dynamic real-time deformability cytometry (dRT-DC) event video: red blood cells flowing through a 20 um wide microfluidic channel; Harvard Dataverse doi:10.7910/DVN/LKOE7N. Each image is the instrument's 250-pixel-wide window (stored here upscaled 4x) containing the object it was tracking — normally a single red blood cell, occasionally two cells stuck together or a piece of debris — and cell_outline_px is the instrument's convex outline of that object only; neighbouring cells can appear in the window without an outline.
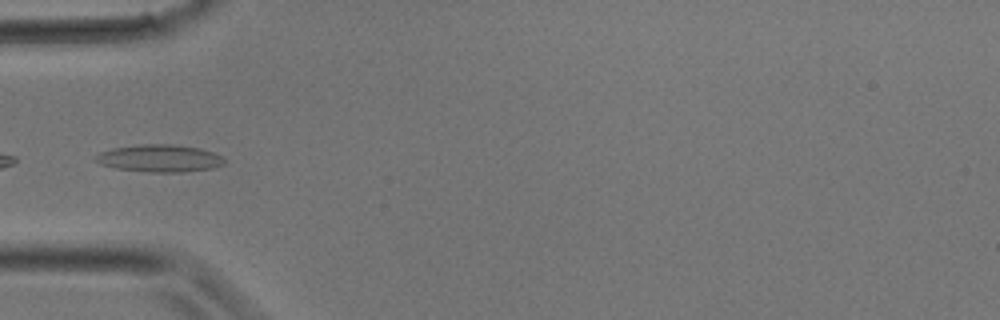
{"species": "common noctule bat (a hibernating species)", "species_latin": "Nyctalus noctula", "temperature_condition": "room temperature", "stored_images_in_passage": 3, "camera_frame_rate_fps": 3000, "um_per_image_px": 0.085, "animal": {"sex": "male", "body_mass_g": 17.9}, "frame": {"image": 1, "passage_image": 3, "time_ms": 0.667, "image_size_px": [1000, 320], "cell_outline_px": [[224, 164], [212, 168], [184, 172], [148, 172], [116, 168], [100, 164], [92, 160], [100, 152], [112, 148], [144, 144], [172, 144], [200, 148], [212, 152], [220, 156], [224, 160]], "centroid_in_image_um": [13.53, 13.46], "position_along_channel_um": 71.5, "area_um2": 20.46}}